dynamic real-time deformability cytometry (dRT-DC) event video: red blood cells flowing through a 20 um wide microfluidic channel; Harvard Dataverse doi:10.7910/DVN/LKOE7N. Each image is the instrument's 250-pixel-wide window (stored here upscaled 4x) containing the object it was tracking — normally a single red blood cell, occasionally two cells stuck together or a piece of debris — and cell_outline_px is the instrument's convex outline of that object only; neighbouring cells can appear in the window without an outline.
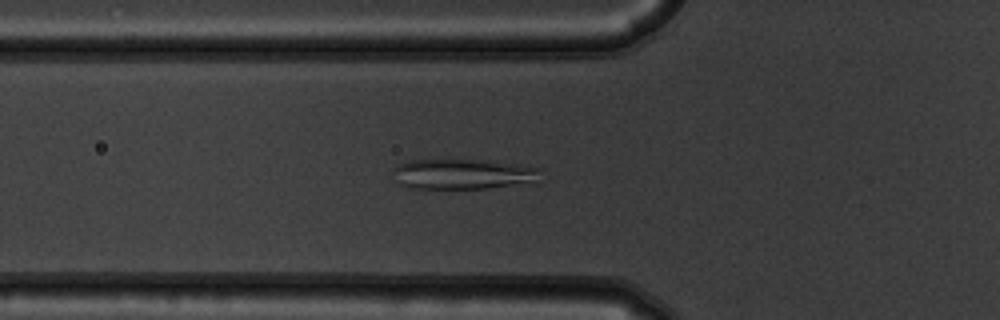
{"species": "common noctule bat (a hibernating species)", "species_latin": "Nyctalus noctula", "temperature_condition": "warm", "stored_images_in_passage": 55, "camera_frame_rate_fps": 3000, "um_per_image_px": 0.085, "animal": {"sex": "male", "body_mass_g": 19.5, "forearm_length_mm": 54.6}, "frame": {"image": 1, "passage_image": 20, "time_ms": 6.333, "image_size_px": [1000, 320], "cell_outline_px": [[540, 168], [532, 184], [488, 188], [412, 188], [400, 184], [392, 172], [392, 168], [408, 160], [492, 160], [520, 164]], "centroid_in_image_um": [39.37, 14.79], "position_along_channel_um": 86.4, "area_um2": 26.13}}
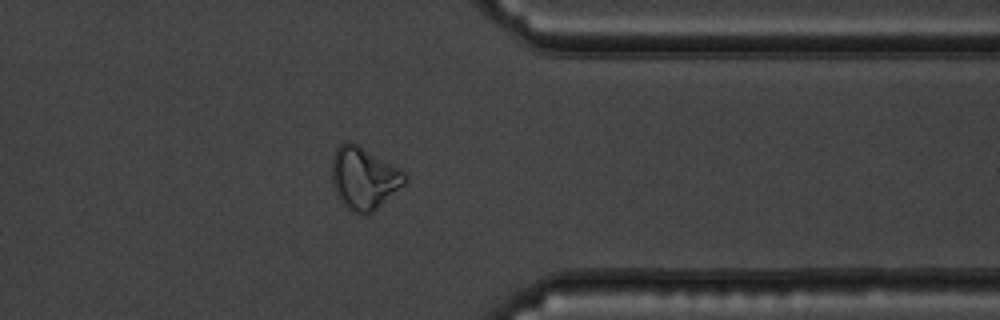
{"frame": {"image": 2, "passage_image": 44, "time_ms": 14.333, "image_size_px": [1000, 320], "cell_outline_px": [[408, 184], [372, 212], [364, 216], [360, 216], [352, 212], [340, 200], [336, 192], [332, 180], [332, 156], [336, 148], [344, 140], [348, 140], [356, 144], [400, 168], [408, 176]], "centroid_in_image_um": [30.97, 15.16], "position_along_channel_um": 380.4, "area_um2": 26.88}}
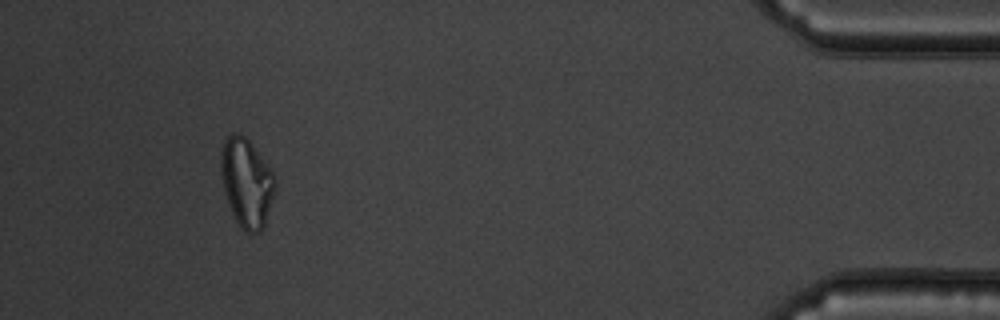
{"frame": {"image": 3, "passage_image": 51, "time_ms": 16.667, "image_size_px": [1000, 320], "cell_outline_px": [[276, 188], [264, 228], [260, 232], [248, 236], [240, 228], [232, 212], [224, 192], [220, 172], [220, 152], [224, 140], [232, 132], [240, 132], [248, 140], [272, 172], [276, 180]], "centroid_in_image_um": [20.95, 15.57], "position_along_channel_um": 414.3, "area_um2": 28.32}, "authors_computed_cell_mechanics": {"area_um2": 27.2238, "velocity_mm_per_s": 3.7493, "shape_relaxation_time_tau1_ms": null, "shape_relaxation_time_tau2_ms": 1.8211, "deformation_change_tau1": null, "deformation_change_tau2": 0.0882}}